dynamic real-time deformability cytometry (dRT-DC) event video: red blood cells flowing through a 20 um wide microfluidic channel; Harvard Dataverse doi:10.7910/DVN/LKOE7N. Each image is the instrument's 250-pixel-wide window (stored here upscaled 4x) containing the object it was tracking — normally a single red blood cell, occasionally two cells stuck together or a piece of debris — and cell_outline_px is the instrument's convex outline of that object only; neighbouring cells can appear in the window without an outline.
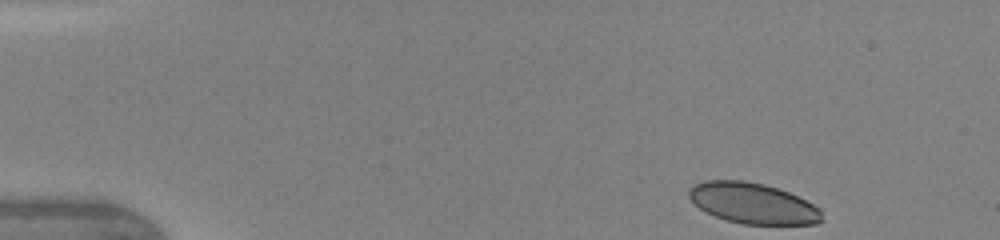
{"species": "human", "species_latin": "Homo sapiens", "temperature_condition": "warm", "stored_images_in_passage": 16, "camera_frame_rate_fps": 3000, "um_per_image_px": 0.085, "donor": {"sex": "female"}, "frame": {"image": 1, "passage_image": 1, "time_ms": 0.0, "image_size_px": [1000, 240], "cell_outline_px": [[824, 220], [816, 224], [744, 224], [728, 220], [716, 216], [700, 208], [688, 196], [688, 188], [692, 184], [704, 180], [744, 180], [764, 184], [788, 192], [820, 208]], "centroid_in_image_um": [63.98, 17.27], "position_along_channel_um": 21.0, "area_um2": 31.44}}